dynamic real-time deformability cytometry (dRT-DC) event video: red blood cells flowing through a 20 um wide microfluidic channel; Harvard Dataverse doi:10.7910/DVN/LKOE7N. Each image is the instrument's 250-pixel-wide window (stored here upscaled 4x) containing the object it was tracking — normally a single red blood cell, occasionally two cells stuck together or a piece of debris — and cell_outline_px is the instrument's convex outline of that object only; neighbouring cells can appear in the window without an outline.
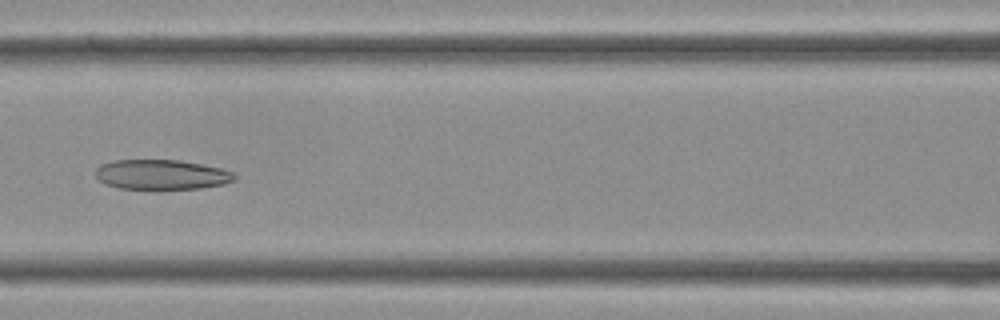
{"species": "Egyptian fruit bat (a non-hibernating species)", "species_latin": "Rousettus aegyptiacus", "temperature_condition": "cold", "stored_images_in_passage": 29, "camera_frame_rate_fps": 3000, "um_per_image_px": 0.085, "frame": {"image": 1, "passage_image": 9, "time_ms": 2.667, "image_size_px": [1000, 320], "cell_outline_px": [[236, 176], [232, 180], [224, 184], [200, 188], [160, 192], [156, 192], [120, 188], [104, 184], [96, 176], [96, 168], [100, 164], [112, 160], [180, 160], [220, 168], [232, 172]], "centroid_in_image_um": [13.68, 14.89], "position_along_channel_um": 152.9, "area_um2": 25.09}}
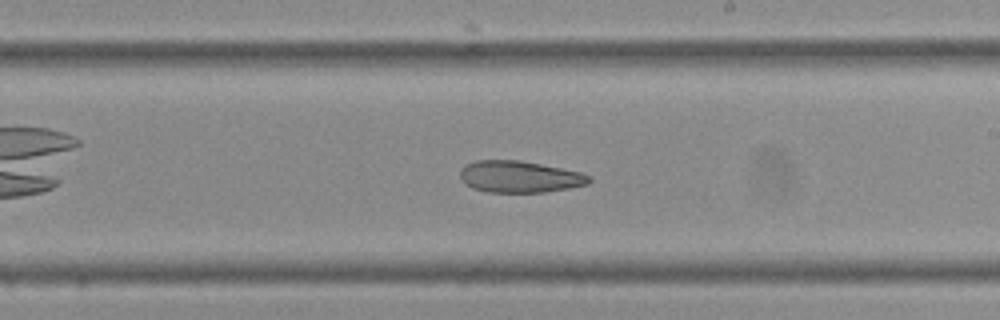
{"frame": {"image": 2, "passage_image": 14, "time_ms": 4.333, "image_size_px": [1000, 320], "cell_outline_px": [[592, 180], [588, 184], [568, 188], [544, 192], [488, 192], [472, 188], [464, 184], [460, 180], [460, 168], [464, 164], [476, 160], [520, 160], [580, 172], [592, 176]], "centroid_in_image_um": [44.12, 15.02], "position_along_channel_um": 244.9, "area_um2": 23.99}}
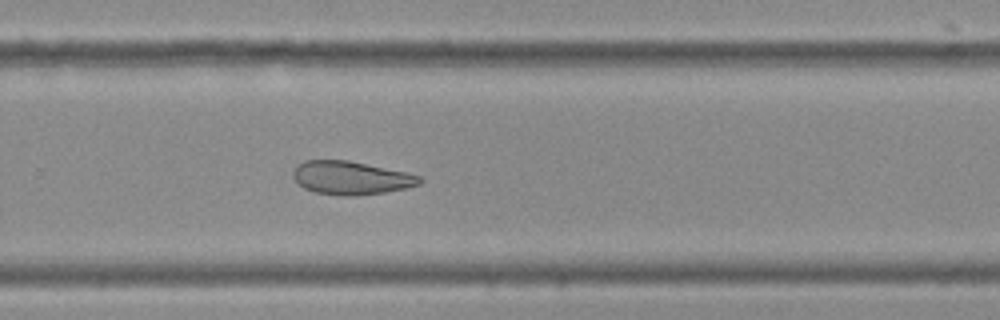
{"frame": {"image": 3, "passage_image": 17, "time_ms": 5.333, "image_size_px": [1000, 320], "cell_outline_px": [[424, 180], [420, 184], [404, 188], [384, 192], [356, 196], [344, 196], [316, 192], [304, 188], [292, 176], [292, 172], [304, 160], [348, 160], [408, 172], [420, 176]], "centroid_in_image_um": [29.86, 15.11], "position_along_channel_um": 299.9, "area_um2": 24.51}}